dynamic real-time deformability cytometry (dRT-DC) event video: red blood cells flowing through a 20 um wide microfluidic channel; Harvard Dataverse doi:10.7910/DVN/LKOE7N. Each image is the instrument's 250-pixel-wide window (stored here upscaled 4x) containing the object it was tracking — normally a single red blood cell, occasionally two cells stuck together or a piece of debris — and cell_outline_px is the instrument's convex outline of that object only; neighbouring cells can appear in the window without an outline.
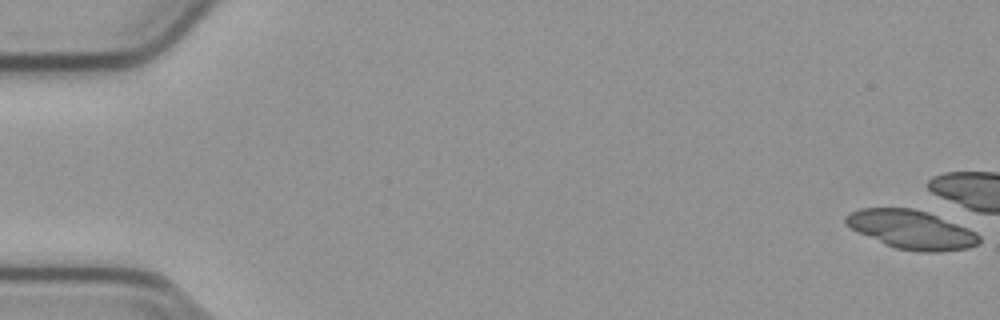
{"species": "common noctule bat (a hibernating species)", "species_latin": "Nyctalus noctula", "temperature_condition": "cold", "stored_images_in_passage": 6, "camera_frame_rate_fps": 3000, "um_per_image_px": 0.085, "animal": {"sex": "male", "body_mass_g": 23.1, "forearm_length_mm": 52.7}, "frame": {"image": 1, "passage_image": 1, "time_ms": 0.0, "image_size_px": [1000, 320], "cell_outline_px": [[980, 244], [968, 248], [940, 252], [920, 252], [896, 248], [860, 232], [852, 228], [844, 220], [844, 216], [860, 208], [912, 208], [928, 212], [968, 228], [976, 232], [980, 236]], "centroid_in_image_um": [77.54, 19.51], "position_along_channel_um": 7.5, "area_um2": 29.77}}